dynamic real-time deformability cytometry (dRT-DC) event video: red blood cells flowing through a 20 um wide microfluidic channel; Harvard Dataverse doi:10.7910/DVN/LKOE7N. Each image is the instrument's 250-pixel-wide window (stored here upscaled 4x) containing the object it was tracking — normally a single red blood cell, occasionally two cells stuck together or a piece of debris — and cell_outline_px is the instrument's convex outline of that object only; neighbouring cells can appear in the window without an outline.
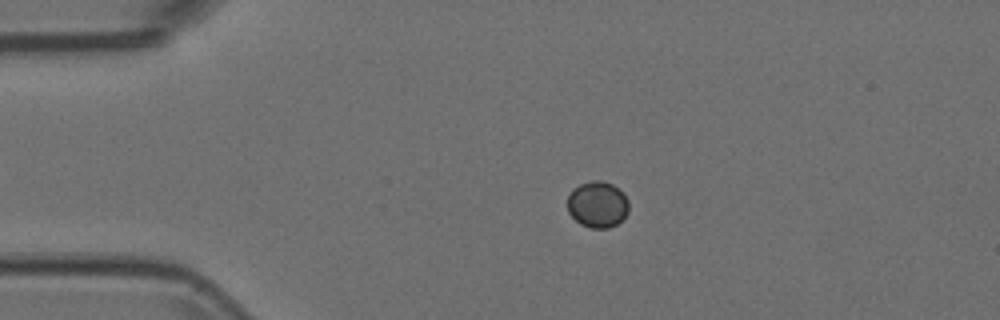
{"species": "Egyptian fruit bat (a non-hibernating species)", "species_latin": "Rousettus aegyptiacus", "temperature_condition": "room temperature", "stored_images_in_passage": 54, "camera_frame_rate_fps": 3000, "um_per_image_px": 0.085, "animal": {"sex": "female"}, "frame": {"image": 1, "passage_image": 12, "time_ms": 3.667, "image_size_px": [1000, 320], "cell_outline_px": [[628, 212], [616, 224], [608, 228], [592, 228], [580, 224], [568, 212], [568, 192], [572, 188], [580, 184], [592, 180], [600, 180], [612, 184], [628, 200]], "centroid_in_image_um": [50.75, 17.37], "position_along_channel_um": 34.3, "area_um2": 16.42}}
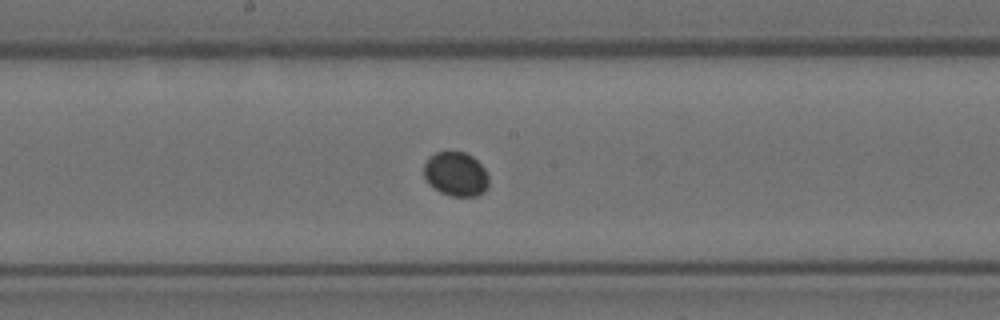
{"frame": {"image": 2, "passage_image": 29, "time_ms": 9.333, "image_size_px": [1000, 320], "cell_outline_px": [[488, 188], [484, 192], [476, 196], [452, 196], [440, 192], [432, 188], [428, 184], [424, 176], [424, 164], [428, 156], [436, 152], [464, 152], [472, 156], [484, 168], [488, 176]], "centroid_in_image_um": [38.73, 14.8], "position_along_channel_um": 209.5, "area_um2": 16.88}}
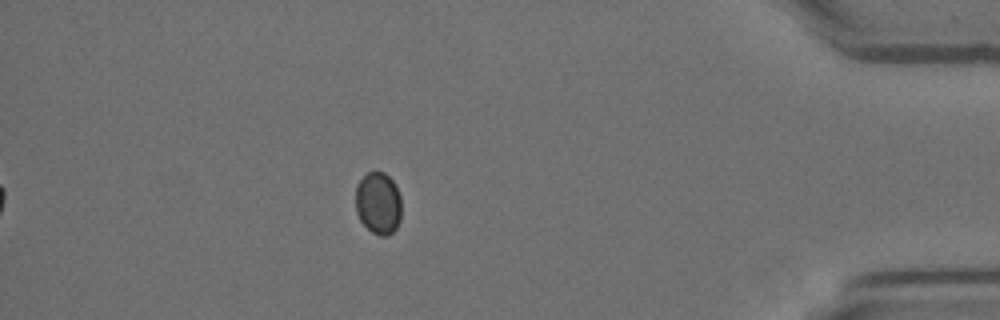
{"frame": {"image": 3, "passage_image": 48, "time_ms": 15.667, "image_size_px": [1000, 320], "cell_outline_px": [[400, 220], [396, 228], [388, 236], [380, 236], [372, 232], [360, 220], [356, 212], [356, 184], [368, 172], [384, 172], [392, 180], [400, 196]], "centroid_in_image_um": [32.14, 17.28], "position_along_channel_um": 403.1, "area_um2": 16.53}}